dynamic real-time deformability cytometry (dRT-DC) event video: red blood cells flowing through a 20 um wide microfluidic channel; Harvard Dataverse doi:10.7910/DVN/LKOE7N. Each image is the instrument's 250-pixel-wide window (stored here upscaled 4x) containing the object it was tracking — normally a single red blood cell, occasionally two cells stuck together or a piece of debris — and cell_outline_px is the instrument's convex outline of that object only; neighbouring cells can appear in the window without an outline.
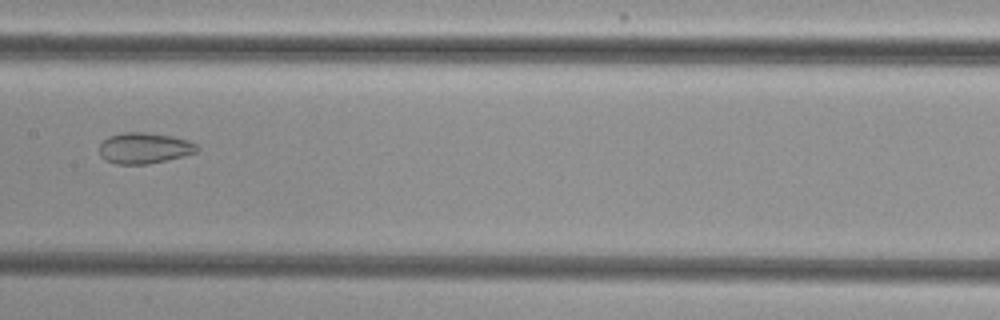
{"species": "common noctule bat (a hibernating species)", "species_latin": "Nyctalus noctula", "temperature_condition": "cold", "stored_images_in_passage": 9, "camera_frame_rate_fps": 3000, "um_per_image_px": 0.085, "animal": {"sex": "female", "body_mass_g": 29.2, "forearm_length_mm": 56.3}, "frame": {"image": 1, "passage_image": 9, "time_ms": 9.0, "image_size_px": [1000, 320], "cell_outline_px": [[200, 148], [196, 152], [148, 164], [116, 164], [104, 160], [100, 156], [100, 144], [108, 136], [124, 132], [144, 132], [172, 136], [188, 140], [196, 144]], "centroid_in_image_um": [12.23, 12.58], "position_along_channel_um": 195.2, "area_um2": 17.51}}